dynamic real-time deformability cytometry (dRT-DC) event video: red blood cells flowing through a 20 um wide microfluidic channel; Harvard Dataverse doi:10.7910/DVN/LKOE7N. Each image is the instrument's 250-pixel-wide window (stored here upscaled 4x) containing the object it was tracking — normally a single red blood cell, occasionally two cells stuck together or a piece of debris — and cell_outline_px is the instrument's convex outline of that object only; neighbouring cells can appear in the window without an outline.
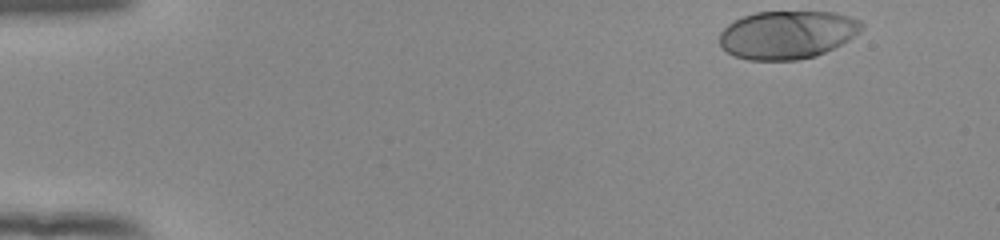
{"species": "human", "species_latin": "Homo sapiens", "temperature_condition": "room temperature", "stored_images_in_passage": 49, "camera_frame_rate_fps": 3000, "um_per_image_px": 0.085, "donor": {"sex": "female"}, "frame": {"image": 1, "passage_image": 1, "time_ms": 0.0, "image_size_px": [1000, 240], "cell_outline_px": [[864, 28], [860, 32], [848, 40], [816, 56], [796, 60], [748, 60], [736, 56], [728, 52], [720, 44], [720, 32], [732, 20], [756, 12], [836, 12], [860, 20], [864, 24]], "centroid_in_image_um": [66.93, 2.94], "position_along_channel_um": 18.1, "area_um2": 39.82}}
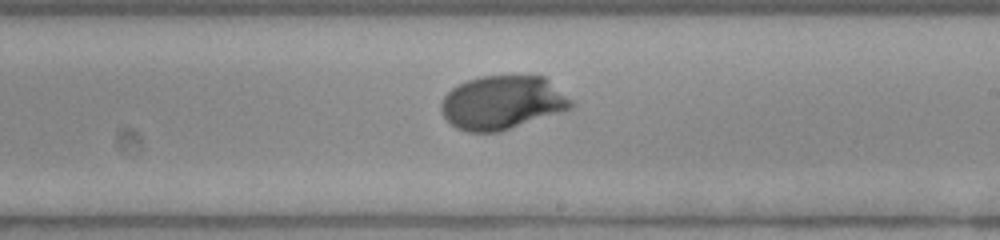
{"frame": {"image": 2, "passage_image": 28, "time_ms": 9.0, "image_size_px": [1000, 240], "cell_outline_px": [[572, 108], [500, 132], [468, 132], [456, 128], [440, 112], [440, 104], [444, 96], [452, 88], [468, 80], [480, 76], [544, 76], [572, 100]], "centroid_in_image_um": [42.67, 8.73], "position_along_channel_um": 246.3, "area_um2": 40.46}}
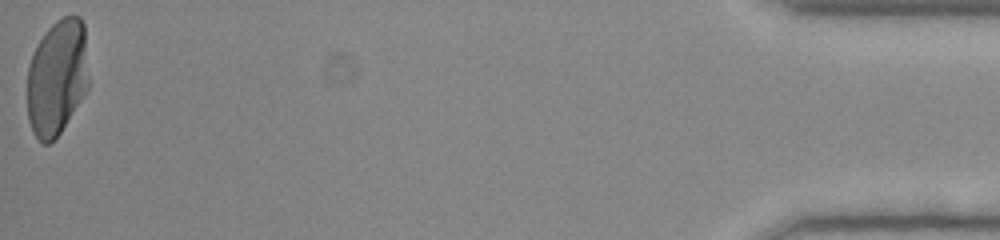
{"frame": {"image": 3, "passage_image": 49, "time_ms": 16.0, "image_size_px": [1000, 240], "cell_outline_px": [[88, 88], [60, 132], [48, 144], [44, 144], [32, 132], [28, 120], [28, 68], [32, 52], [44, 32], [56, 20], [64, 16], [80, 16], [84, 24], [88, 80]], "centroid_in_image_um": [4.84, 6.55], "position_along_channel_um": 430.4, "area_um2": 41.38}, "authors_computed_cell_mechanics": {"area_um2": 40.6912, "velocity_mm_per_s": 3.8839, "shape_relaxation_time_tau1_ms": 3.0091, "shape_relaxation_time_tau2_ms": null, "deformation_change_tau1": 0.2033, "deformation_change_tau2": null}}